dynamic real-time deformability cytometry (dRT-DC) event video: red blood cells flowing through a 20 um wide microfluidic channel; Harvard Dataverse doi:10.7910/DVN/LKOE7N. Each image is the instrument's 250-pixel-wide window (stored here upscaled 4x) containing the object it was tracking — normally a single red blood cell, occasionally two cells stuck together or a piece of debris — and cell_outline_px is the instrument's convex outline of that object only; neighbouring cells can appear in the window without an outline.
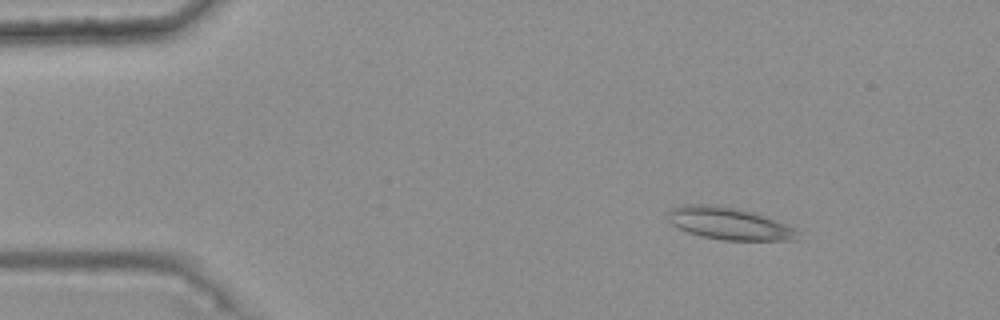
{"species": "common noctule bat (a hibernating species)", "species_latin": "Nyctalus noctula", "temperature_condition": "warm", "stored_images_in_passage": 47, "camera_frame_rate_fps": 3000, "um_per_image_px": 0.085, "animal": {"sex": "female", "body_mass_g": 25.1}, "frame": {"image": 1, "passage_image": 8, "time_ms": 2.333, "image_size_px": [1000, 320], "cell_outline_px": [[800, 240], [724, 240], [704, 236], [688, 232], [672, 224], [664, 216], [672, 208], [680, 204], [716, 204], [752, 212], [796, 228]], "centroid_in_image_um": [61.93, 18.99], "position_along_channel_um": 23.1, "area_um2": 24.28}}
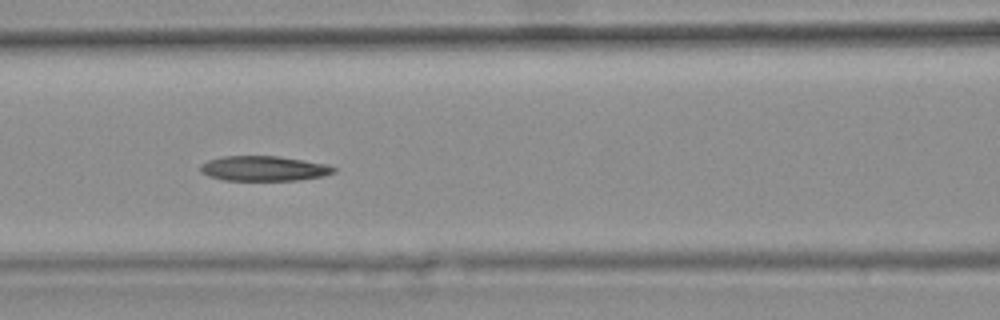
{"frame": {"image": 2, "passage_image": 24, "time_ms": 7.667, "image_size_px": [1000, 320], "cell_outline_px": [[336, 172], [324, 176], [296, 180], [224, 180], [208, 176], [200, 172], [200, 168], [208, 160], [224, 156], [280, 156], [328, 164], [336, 168]], "centroid_in_image_um": [22.46, 14.32], "position_along_channel_um": 144.1, "area_um2": 19.42}}
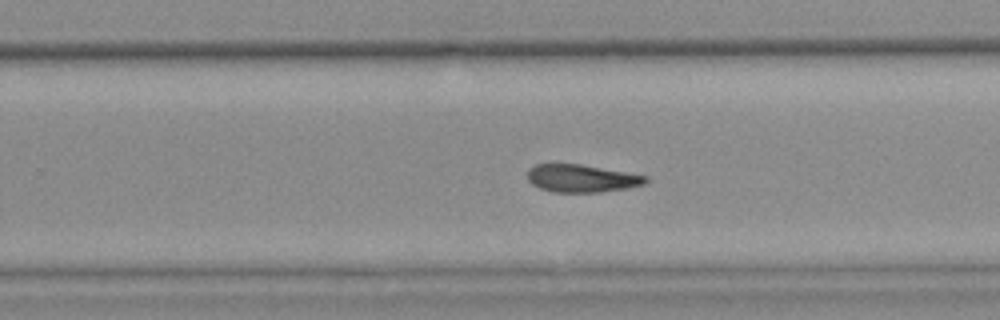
{"frame": {"image": 3, "passage_image": 35, "time_ms": 11.333, "image_size_px": [1000, 320], "cell_outline_px": [[648, 180], [644, 184], [624, 188], [600, 192], [552, 192], [540, 188], [532, 184], [528, 180], [528, 168], [536, 164], [580, 164], [648, 176]], "centroid_in_image_um": [49.4, 15.16], "position_along_channel_um": 280.4, "area_um2": 18.9}}